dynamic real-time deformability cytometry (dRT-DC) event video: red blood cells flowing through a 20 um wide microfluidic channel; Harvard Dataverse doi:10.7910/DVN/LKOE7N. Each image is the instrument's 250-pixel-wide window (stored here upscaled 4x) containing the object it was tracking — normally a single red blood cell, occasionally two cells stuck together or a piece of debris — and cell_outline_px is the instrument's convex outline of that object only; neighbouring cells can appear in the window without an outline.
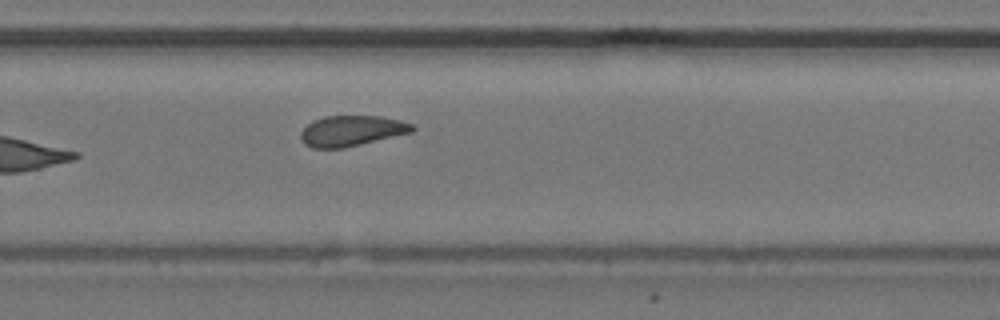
{"species": "common noctule bat (a hibernating species)", "species_latin": "Nyctalus noctula", "temperature_condition": "cold", "stored_images_in_passage": 9, "camera_frame_rate_fps": 3000, "um_per_image_px": 0.085, "animal": {"sex": "female", "body_mass_g": 24.6, "forearm_length_mm": 56.2}, "frame": {"image": 1, "passage_image": 9, "time_ms": 2.667, "image_size_px": [1000, 320], "cell_outline_px": [[416, 128], [412, 132], [344, 148], [312, 148], [304, 144], [300, 136], [300, 132], [312, 120], [324, 116], [380, 116], [400, 120], [412, 124]], "centroid_in_image_um": [29.87, 11.12], "position_along_channel_um": 299.9, "area_um2": 19.88}}